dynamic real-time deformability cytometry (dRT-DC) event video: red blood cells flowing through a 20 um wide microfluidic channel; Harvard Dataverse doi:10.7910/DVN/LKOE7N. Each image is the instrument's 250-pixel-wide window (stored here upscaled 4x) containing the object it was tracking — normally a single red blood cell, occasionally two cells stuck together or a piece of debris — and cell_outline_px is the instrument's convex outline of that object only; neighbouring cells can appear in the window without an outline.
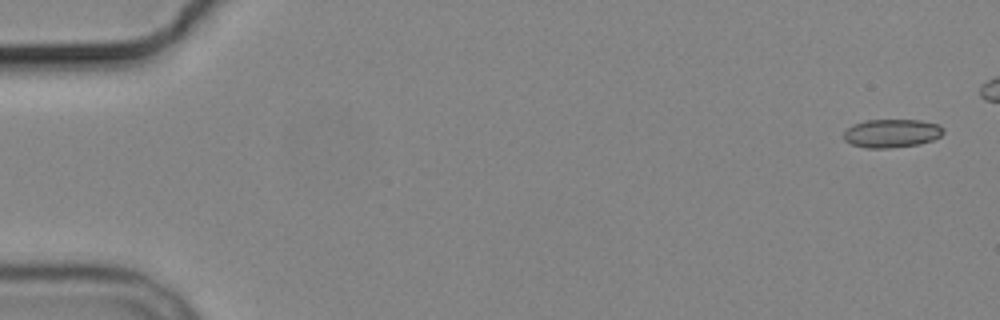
{"species": "common noctule bat (a hibernating species)", "species_latin": "Nyctalus noctula", "temperature_condition": "cold", "stored_images_in_passage": 7, "camera_frame_rate_fps": 3000, "um_per_image_px": 0.085, "animal": {"sex": "male", "body_mass_g": 19.2, "forearm_length_mm": 51.8}, "frame": {"image": 1, "passage_image": 1, "time_ms": 0.0, "image_size_px": [1000, 320], "cell_outline_px": [[944, 132], [940, 136], [932, 140], [920, 144], [888, 148], [868, 148], [852, 144], [844, 140], [844, 132], [852, 124], [868, 120], [920, 120], [940, 124], [944, 128]], "centroid_in_image_um": [75.82, 11.32], "position_along_channel_um": 9.2, "area_um2": 16.53}}
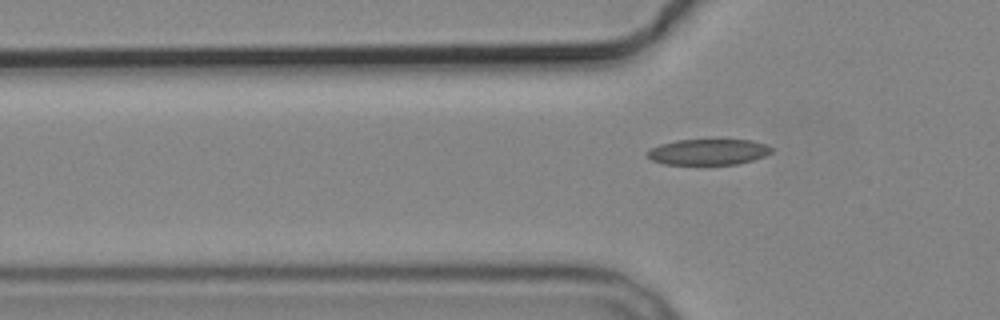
{"frame": {"image": 2, "passage_image": 7, "time_ms": 7.667, "image_size_px": [1000, 320], "cell_outline_px": [[772, 152], [764, 156], [752, 160], [736, 164], [664, 164], [652, 160], [644, 152], [660, 144], [676, 140], [752, 140], [764, 144], [772, 148]], "centroid_in_image_um": [60.18, 12.91], "position_along_channel_um": 65.6, "area_um2": 18.55}}